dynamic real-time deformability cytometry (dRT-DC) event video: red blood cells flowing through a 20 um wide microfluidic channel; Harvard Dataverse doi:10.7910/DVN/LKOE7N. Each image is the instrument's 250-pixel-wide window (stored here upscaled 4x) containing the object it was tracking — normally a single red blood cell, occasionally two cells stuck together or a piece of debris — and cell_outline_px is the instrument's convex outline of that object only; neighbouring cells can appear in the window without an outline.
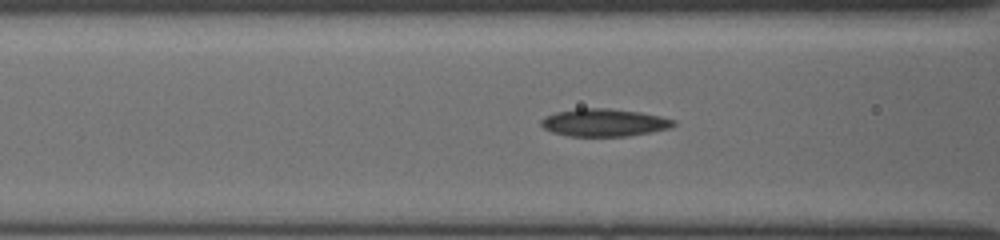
{"species": "common noctule bat (a hibernating species)", "species_latin": "Nyctalus noctula", "temperature_condition": "cold", "stored_images_in_passage": 57, "camera_frame_rate_fps": 3000, "um_per_image_px": 0.085, "animal": {"sex": "female", "body_mass_g": 19.5, "forearm_length_mm": 54.1}, "frame": {"image": 1, "passage_image": 7, "time_ms": 1.333, "image_size_px": [1000, 240], "cell_outline_px": [[676, 124], [668, 128], [652, 132], [628, 136], [568, 136], [552, 132], [544, 128], [540, 124], [540, 120], [544, 116], [556, 112], [576, 108], [604, 108], [640, 112], [660, 116], [676, 120]], "centroid_in_image_um": [51.32, 10.42], "position_along_channel_um": 115.3, "area_um2": 21.39}}
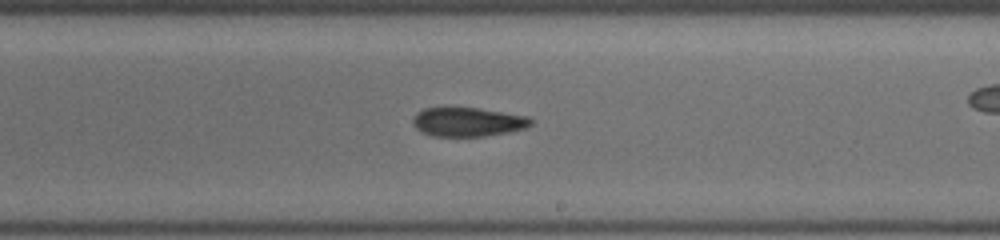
{"frame": {"image": 2, "passage_image": 24, "time_ms": 4.667, "image_size_px": [1000, 240], "cell_outline_px": [[532, 124], [524, 128], [512, 132], [484, 136], [432, 136], [420, 132], [412, 124], [412, 120], [416, 112], [424, 108], [476, 108], [528, 116], [532, 120]], "centroid_in_image_um": [39.74, 10.37], "position_along_channel_um": 249.3, "area_um2": 20.0}}
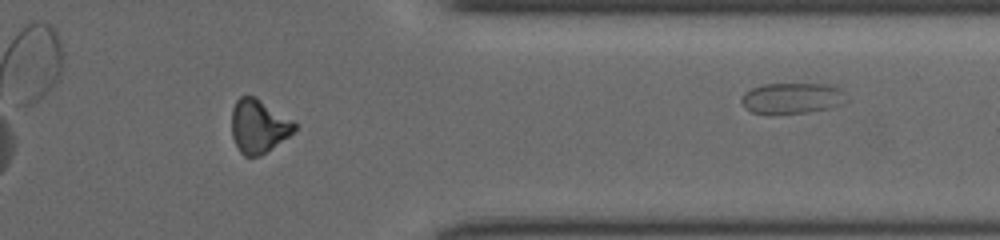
{"frame": {"image": 3, "passage_image": 52, "time_ms": 8.333, "image_size_px": [1000, 240], "cell_outline_px": [[296, 128], [288, 136], [260, 156], [244, 156], [240, 152], [232, 136], [232, 108], [236, 100], [240, 96], [252, 96], [292, 120], [296, 124]], "centroid_in_image_um": [21.94, 10.74], "position_along_channel_um": 389.5, "area_um2": 19.07}}